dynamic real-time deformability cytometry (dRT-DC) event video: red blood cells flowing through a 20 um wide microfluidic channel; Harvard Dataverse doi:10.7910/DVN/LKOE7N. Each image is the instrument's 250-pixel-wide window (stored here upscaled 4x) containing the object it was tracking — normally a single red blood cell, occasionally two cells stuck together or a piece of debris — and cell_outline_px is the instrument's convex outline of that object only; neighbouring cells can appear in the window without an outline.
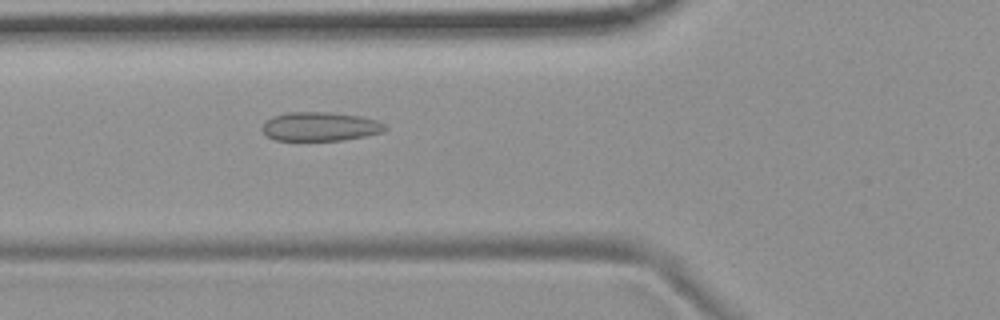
{"species": "common noctule bat (a hibernating species)", "species_latin": "Nyctalus noctula", "temperature_condition": "room temperature", "stored_images_in_passage": 51, "camera_frame_rate_fps": 3000, "um_per_image_px": 0.085, "animal": {"sex": "female", "body_mass_g": 19.9}, "frame": {"image": 1, "passage_image": 17, "time_ms": 5.333, "image_size_px": [1000, 320], "cell_outline_px": [[388, 128], [384, 132], [364, 136], [340, 140], [276, 140], [268, 136], [260, 128], [272, 116], [288, 112], [328, 112], [360, 116], [376, 120], [384, 124]], "centroid_in_image_um": [27.22, 10.75], "position_along_channel_um": 98.6, "area_um2": 20.58}}
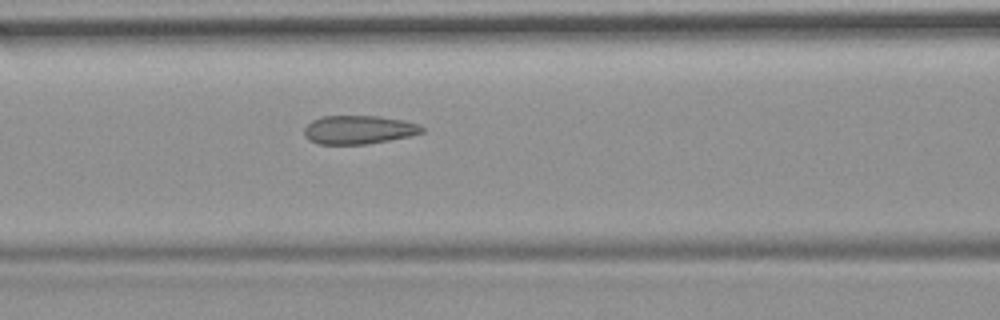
{"frame": {"image": 2, "passage_image": 20, "time_ms": 6.333, "image_size_px": [1000, 320], "cell_outline_px": [[424, 132], [408, 136], [368, 144], [320, 144], [308, 140], [304, 136], [304, 128], [312, 120], [320, 116], [380, 116], [404, 120], [420, 124], [424, 128]], "centroid_in_image_um": [30.48, 11.02], "position_along_channel_um": 136.1, "area_um2": 19.71}}
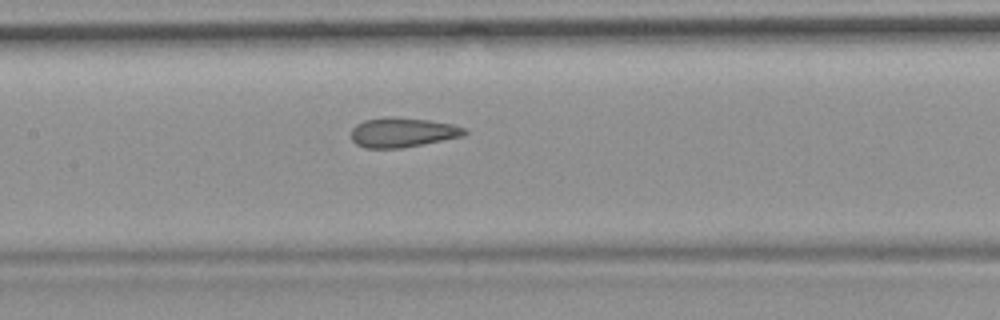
{"frame": {"image": 3, "passage_image": 23, "time_ms": 7.333, "image_size_px": [1000, 320], "cell_outline_px": [[468, 132], [464, 136], [400, 148], [364, 148], [356, 144], [352, 140], [352, 128], [356, 124], [364, 120], [388, 116], [392, 116], [428, 120], [452, 124], [464, 128]], "centroid_in_image_um": [34.19, 11.25], "position_along_channel_um": 173.2, "area_um2": 19.54}, "authors_computed_cell_mechanics": {"area_um2": 20.4612, "velocity_mm_per_s": 3.7143, "shape_relaxation_time_tau1_ms": null, "shape_relaxation_time_tau2_ms": 1.2316, "deformation_change_tau1": null, "deformation_change_tau2": 0.0912}}